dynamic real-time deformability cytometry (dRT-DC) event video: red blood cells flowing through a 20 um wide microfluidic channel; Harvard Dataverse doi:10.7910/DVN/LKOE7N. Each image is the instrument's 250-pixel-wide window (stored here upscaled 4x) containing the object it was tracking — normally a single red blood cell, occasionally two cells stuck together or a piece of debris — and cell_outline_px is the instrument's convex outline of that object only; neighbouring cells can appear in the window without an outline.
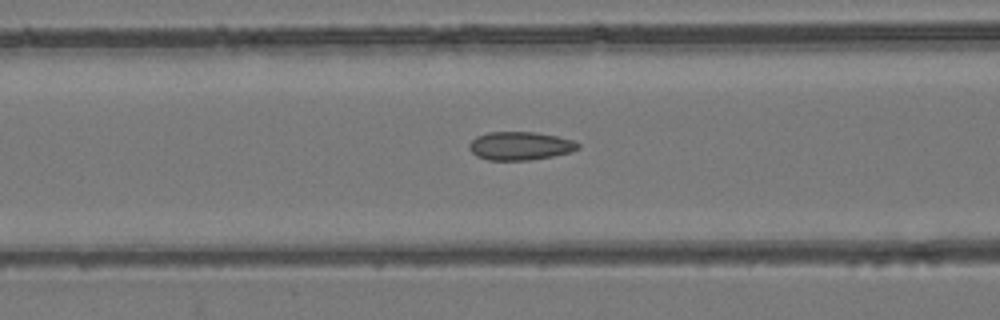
{"species": "common noctule bat (a hibernating species)", "species_latin": "Nyctalus noctula", "temperature_condition": "room temperature", "stored_images_in_passage": 39, "camera_frame_rate_fps": 3000, "um_per_image_px": 0.085, "animal": {"sex": "female", "body_mass_g": 24.6, "forearm_length_mm": 56.2}, "frame": {"image": 1, "passage_image": 14, "time_ms": 4.333, "image_size_px": [1000, 320], "cell_outline_px": [[580, 148], [572, 152], [532, 160], [488, 160], [476, 156], [468, 148], [468, 144], [476, 136], [488, 132], [536, 132], [556, 136], [572, 140], [580, 144]], "centroid_in_image_um": [44.2, 12.4], "position_along_channel_um": 122.4, "area_um2": 18.09}}
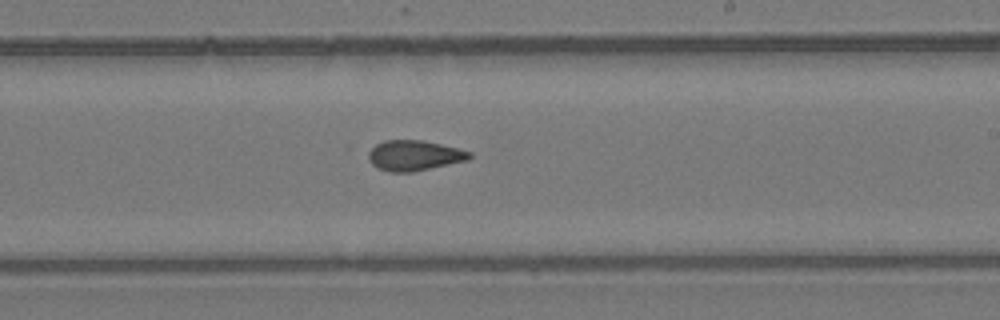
{"frame": {"image": 2, "passage_image": 24, "time_ms": 7.667, "image_size_px": [1000, 320], "cell_outline_px": [[472, 156], [468, 160], [412, 172], [388, 172], [372, 164], [368, 160], [368, 152], [376, 144], [384, 140], [424, 140], [472, 152]], "centroid_in_image_um": [35.2, 13.21], "position_along_channel_um": 253.8, "area_um2": 17.8}}
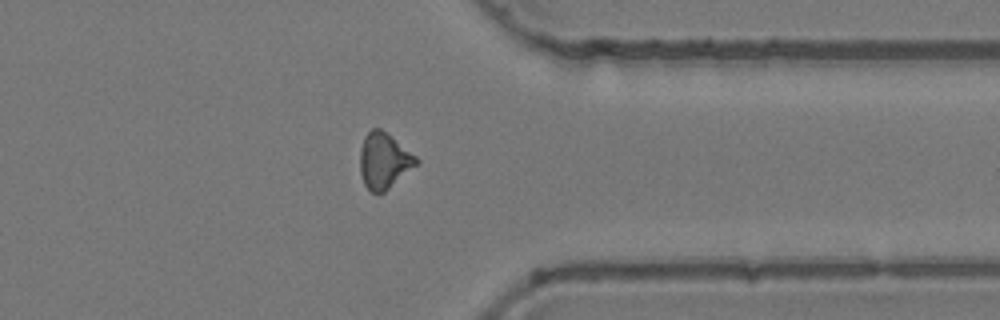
{"frame": {"image": 3, "passage_image": 34, "time_ms": 11.0, "image_size_px": [1000, 320], "cell_outline_px": [[420, 160], [416, 164], [380, 196], [372, 192], [364, 184], [360, 172], [360, 148], [364, 136], [372, 128], [380, 128], [416, 156]], "centroid_in_image_um": [32.6, 13.68], "position_along_channel_um": 378.8, "area_um2": 18.09}, "authors_computed_cell_mechanics": {"area_um2": 17.9758, "velocity_mm_per_s": 3.9447, "shape_relaxation_time_tau1_ms": null, "shape_relaxation_time_tau2_ms": 2.4065, "deformation_change_tau1": null, "deformation_change_tau2": 0.0899}}